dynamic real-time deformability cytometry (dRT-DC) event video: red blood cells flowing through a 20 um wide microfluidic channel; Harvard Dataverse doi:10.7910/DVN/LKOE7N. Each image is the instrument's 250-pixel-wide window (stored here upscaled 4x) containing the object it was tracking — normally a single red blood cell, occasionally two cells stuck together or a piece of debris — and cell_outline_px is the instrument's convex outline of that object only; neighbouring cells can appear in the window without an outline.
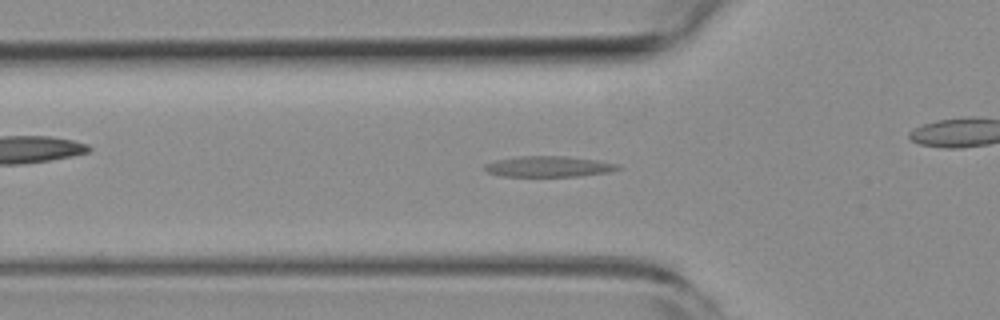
{"species": "common noctule bat (a hibernating species)", "species_latin": "Nyctalus noctula", "temperature_condition": "room temperature", "stored_images_in_passage": 5, "camera_frame_rate_fps": 3000, "um_per_image_px": 0.085, "animal": {"sex": "female", "body_mass_g": 19.3, "forearm_length_mm": 54.1}, "frame": {"image": 1, "passage_image": 3, "time_ms": 0.667, "image_size_px": [1000, 320], "cell_outline_px": [[624, 168], [608, 172], [576, 176], [504, 176], [488, 172], [484, 168], [484, 164], [496, 160], [520, 156], [564, 156], [596, 160], [620, 164]], "centroid_in_image_um": [46.67, 14.15], "position_along_channel_um": 79.1, "area_um2": 16.01}}